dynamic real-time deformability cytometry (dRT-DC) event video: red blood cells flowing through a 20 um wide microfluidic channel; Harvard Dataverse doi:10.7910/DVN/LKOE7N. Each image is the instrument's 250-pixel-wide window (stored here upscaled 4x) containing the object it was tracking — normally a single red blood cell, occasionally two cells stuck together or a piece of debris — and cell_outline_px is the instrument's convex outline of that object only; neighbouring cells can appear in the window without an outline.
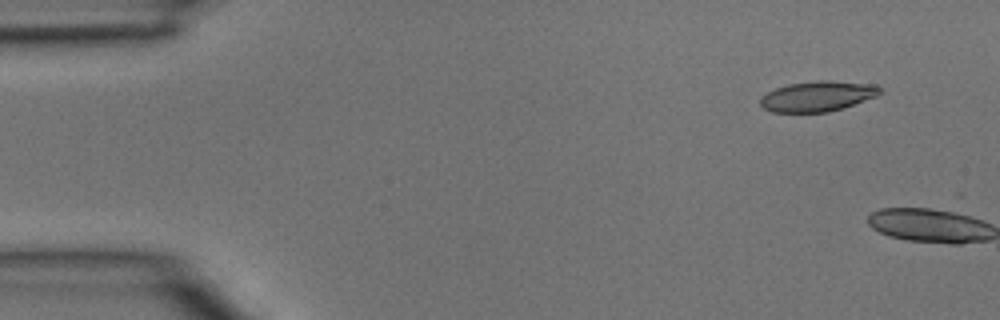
{"species": "common noctule bat (a hibernating species)", "species_latin": "Nyctalus noctula", "temperature_condition": "room temperature", "stored_images_in_passage": 6, "segment_of_instrument_passage": [1, 2], "camera_frame_rate_fps": 3000, "um_per_image_px": 0.085, "animal": {"sex": "male", "body_mass_g": 15.6}, "frame": {"image": 1, "passage_image": 1, "time_ms": 0.0, "image_size_px": [1000, 320], "cell_outline_px": [[884, 92], [876, 96], [844, 108], [828, 112], [772, 112], [764, 108], [760, 104], [760, 96], [776, 88], [788, 84], [816, 80], [828, 80], [876, 84], [884, 88]], "centroid_in_image_um": [69.54, 8.17], "position_along_channel_um": 15.5, "area_um2": 21.44}}
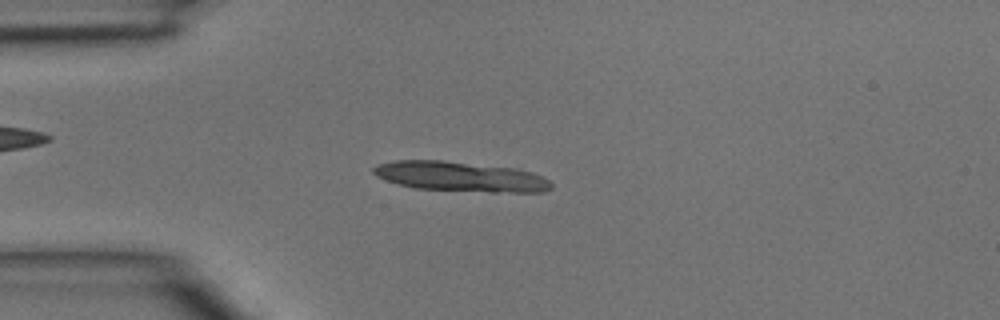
{"frame": {"image": 2, "passage_image": 4, "time_ms": 1.0, "image_size_px": [1000, 320], "cell_outline_px": [[552, 188], [544, 192], [492, 192], [416, 188], [396, 184], [376, 176], [372, 172], [372, 168], [376, 164], [396, 160], [444, 160], [516, 168], [540, 176], [548, 180], [552, 184]], "centroid_in_image_um": [39.09, 15.0], "position_along_channel_um": 45.9, "area_um2": 30.98}}